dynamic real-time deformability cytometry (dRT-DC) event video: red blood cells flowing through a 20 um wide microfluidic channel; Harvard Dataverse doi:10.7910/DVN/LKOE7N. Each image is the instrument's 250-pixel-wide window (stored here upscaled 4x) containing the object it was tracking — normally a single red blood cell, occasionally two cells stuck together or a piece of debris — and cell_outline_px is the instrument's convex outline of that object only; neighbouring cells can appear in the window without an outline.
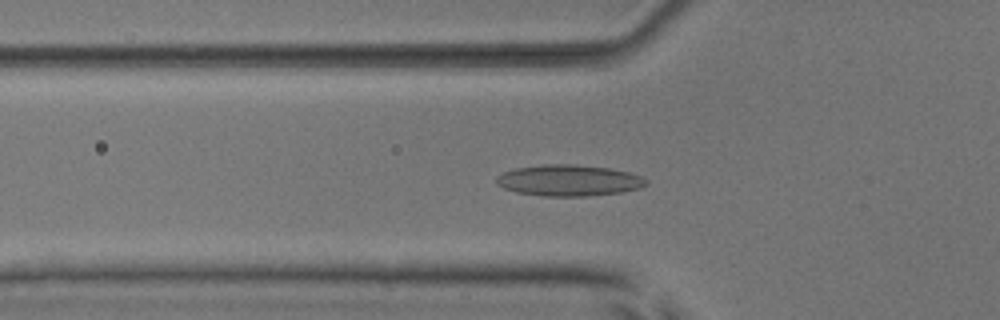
{"species": "common noctule bat (a hibernating species)", "species_latin": "Nyctalus noctula", "temperature_condition": "room temperature", "stored_images_in_passage": 52, "camera_frame_rate_fps": 3000, "um_per_image_px": 0.085, "animal": {"sex": "male", "body_mass_g": 17.9, "forearm_length_mm": 54.2}, "frame": {"image": 1, "passage_image": 18, "time_ms": 5.667, "image_size_px": [1000, 320], "cell_outline_px": [[648, 184], [640, 188], [620, 192], [588, 196], [544, 196], [516, 192], [504, 188], [496, 184], [496, 176], [504, 172], [516, 168], [544, 164], [576, 164], [608, 168], [628, 172], [640, 176], [648, 180]], "centroid_in_image_um": [48.34, 15.33], "position_along_channel_um": 77.5, "area_um2": 27.22}}
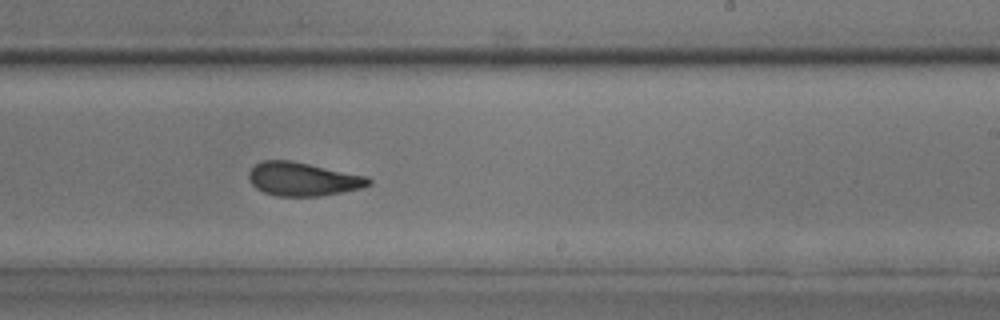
{"frame": {"image": 2, "passage_image": 32, "time_ms": 10.333, "image_size_px": [1000, 320], "cell_outline_px": [[372, 184], [364, 188], [320, 196], [276, 196], [264, 192], [256, 188], [248, 180], [248, 172], [256, 164], [264, 160], [292, 160], [368, 176], [372, 180]], "centroid_in_image_um": [25.78, 15.22], "position_along_channel_um": 263.2, "area_um2": 23.7}}
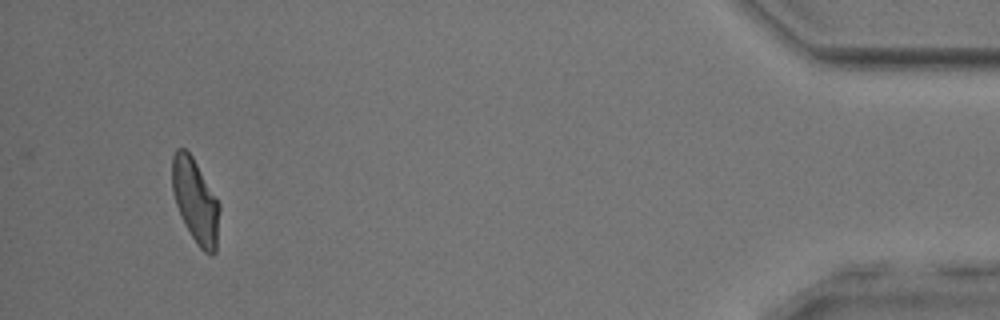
{"frame": {"image": 3, "passage_image": 49, "time_ms": 16.0, "image_size_px": [1000, 320], "cell_outline_px": [[220, 208], [216, 252], [212, 256], [204, 252], [200, 248], [192, 236], [180, 216], [176, 204], [172, 188], [172, 156], [176, 148], [184, 148], [192, 156], [220, 204]], "centroid_in_image_um": [16.61, 17.09], "position_along_channel_um": 418.6, "area_um2": 23.06}, "authors_computed_cell_mechanics": {"area_um2": 24.0448, "velocity_mm_per_s": 3.9927, "shape_relaxation_time_tau1_ms": 6.5418, "shape_relaxation_time_tau2_ms": 1.9436, "deformation_change_tau1": 0.1538, "deformation_change_tau2": 0.095}}